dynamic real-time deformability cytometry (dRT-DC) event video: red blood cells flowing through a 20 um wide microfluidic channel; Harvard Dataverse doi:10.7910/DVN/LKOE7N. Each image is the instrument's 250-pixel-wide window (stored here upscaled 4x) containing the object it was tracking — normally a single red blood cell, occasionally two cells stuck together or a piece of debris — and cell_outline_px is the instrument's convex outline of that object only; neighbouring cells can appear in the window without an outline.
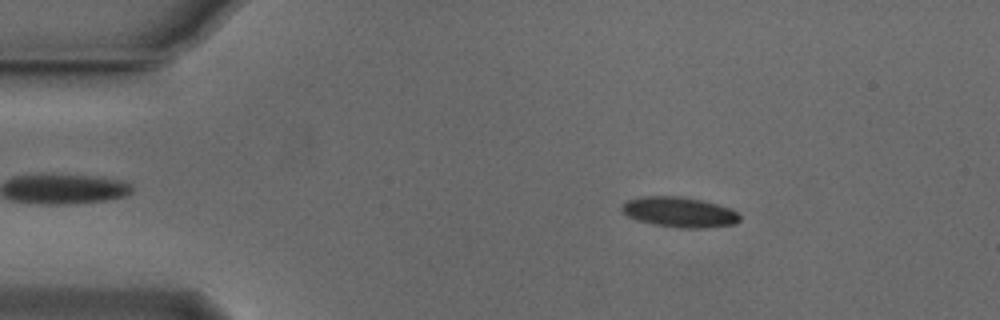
{"species": "Egyptian fruit bat (a non-hibernating species)", "species_latin": "Rousettus aegyptiacus", "temperature_condition": "cold", "stored_images_in_passage": 45, "camera_frame_rate_fps": 3000, "um_per_image_px": 0.085, "animal": {"sex": "male"}, "frame": {"image": 1, "passage_image": 8, "time_ms": 2.333, "image_size_px": [1000, 320], "cell_outline_px": [[740, 220], [736, 224], [700, 228], [680, 228], [656, 224], [636, 220], [628, 216], [620, 208], [628, 200], [644, 196], [680, 196], [700, 200], [716, 204], [728, 208], [736, 212], [740, 216]], "centroid_in_image_um": [57.75, 18.03], "position_along_channel_um": 27.3, "area_um2": 20.46}}
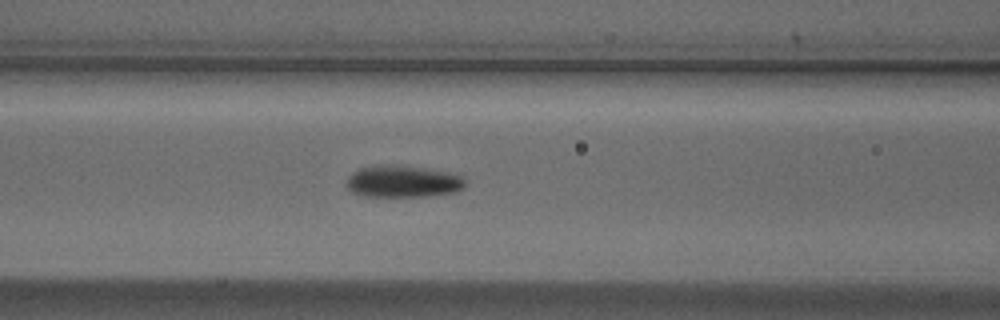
{"frame": {"image": 2, "passage_image": 21, "time_ms": 6.667, "image_size_px": [1000, 320], "cell_outline_px": [[464, 188], [452, 192], [428, 196], [364, 196], [352, 192], [348, 188], [348, 176], [352, 172], [360, 168], [380, 164], [388, 164], [420, 168], [448, 172], [460, 176], [464, 180]], "centroid_in_image_um": [34.2, 15.42], "position_along_channel_um": 132.4, "area_um2": 21.73}}
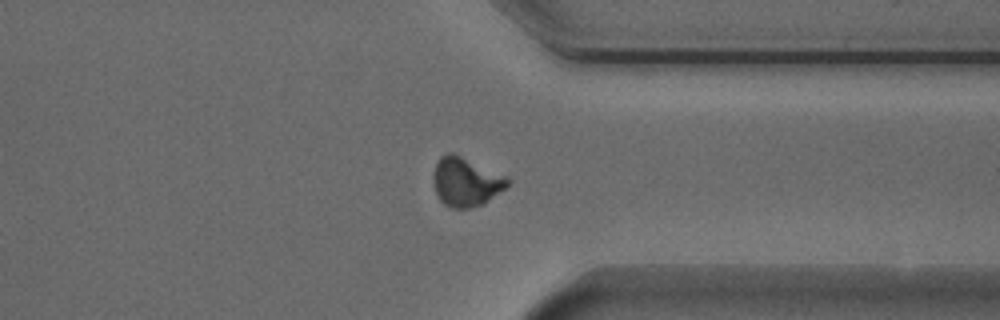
{"frame": {"image": 3, "passage_image": 40, "time_ms": 13.0, "image_size_px": [1000, 320], "cell_outline_px": [[512, 180], [504, 188], [480, 204], [468, 208], [452, 208], [444, 204], [440, 200], [436, 192], [432, 180], [432, 176], [436, 160], [440, 156], [448, 152], [452, 152], [508, 176]], "centroid_in_image_um": [39.56, 15.41], "position_along_channel_um": 371.8, "area_um2": 21.1}, "authors_computed_cell_mechanics": {"area_um2": 20.9236, "velocity_mm_per_s": 3.8307, "shape_relaxation_time_tau1_ms": 3.3608, "shape_relaxation_time_tau2_ms": null, "deformation_change_tau1": 0.112, "deformation_change_tau2": null}}